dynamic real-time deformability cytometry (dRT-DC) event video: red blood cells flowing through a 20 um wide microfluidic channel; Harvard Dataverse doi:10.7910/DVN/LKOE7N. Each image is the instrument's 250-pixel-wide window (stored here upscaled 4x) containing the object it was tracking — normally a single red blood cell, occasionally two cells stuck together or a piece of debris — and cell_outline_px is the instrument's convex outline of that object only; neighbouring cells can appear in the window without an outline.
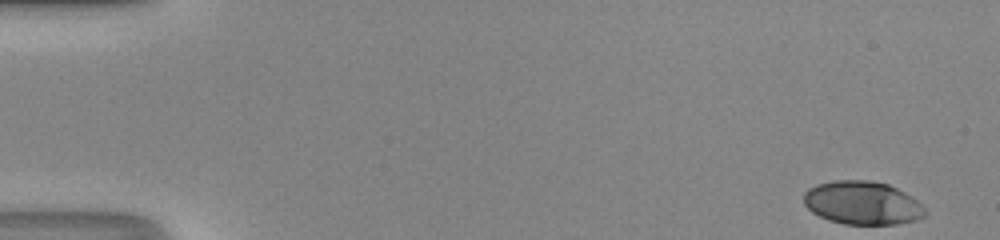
{"species": "human", "species_latin": "Homo sapiens", "temperature_condition": "room temperature", "stored_images_in_passage": 49, "camera_frame_rate_fps": 3000, "um_per_image_px": 0.085, "donor": {"sex": "male"}, "frame": {"image": 1, "passage_image": 1, "time_ms": 0.0, "image_size_px": [1000, 240], "cell_outline_px": [[924, 216], [920, 220], [896, 224], [844, 224], [828, 220], [812, 212], [804, 204], [804, 192], [808, 188], [816, 184], [832, 180], [868, 180], [888, 184], [904, 192], [916, 200], [924, 208]], "centroid_in_image_um": [73.28, 17.25], "position_along_channel_um": 11.7, "area_um2": 30.69}}
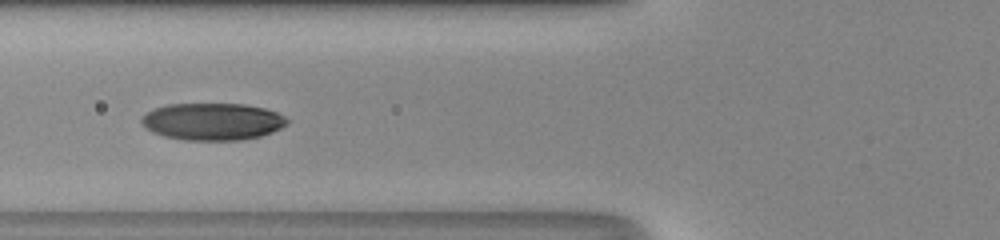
{"frame": {"image": 2, "passage_image": 19, "time_ms": 6.0, "image_size_px": [1000, 240], "cell_outline_px": [[288, 124], [272, 132], [260, 136], [240, 140], [184, 140], [164, 136], [152, 132], [140, 120], [148, 112], [156, 108], [168, 104], [244, 104], [264, 108], [276, 112], [284, 116], [288, 120]], "centroid_in_image_um": [18.09, 10.33], "position_along_channel_um": 107.7, "area_um2": 31.27}}
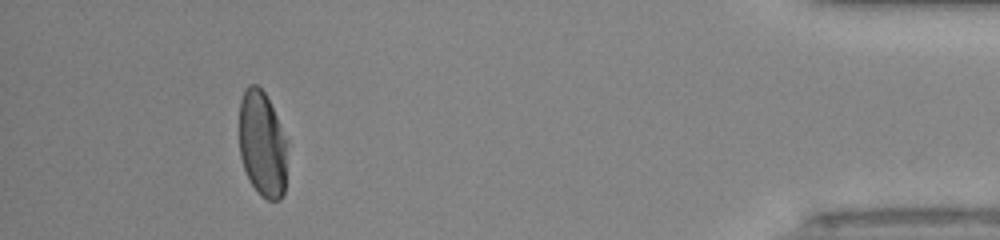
{"frame": {"image": 3, "passage_image": 45, "time_ms": 14.667, "image_size_px": [1000, 240], "cell_outline_px": [[288, 140], [284, 196], [280, 200], [268, 200], [260, 196], [252, 184], [244, 168], [240, 156], [240, 100], [244, 88], [248, 84], [256, 84], [264, 92]], "centroid_in_image_um": [22.31, 12.26], "position_along_channel_um": 412.9, "area_um2": 29.94}, "authors_computed_cell_mechanics": {"area_um2": 31.6166, "velocity_mm_per_s": 4.2083, "shape_relaxation_time_tau1_ms": 4.1046, "shape_relaxation_time_tau2_ms": null, "deformation_change_tau1": 0.1764, "deformation_change_tau2": null}}